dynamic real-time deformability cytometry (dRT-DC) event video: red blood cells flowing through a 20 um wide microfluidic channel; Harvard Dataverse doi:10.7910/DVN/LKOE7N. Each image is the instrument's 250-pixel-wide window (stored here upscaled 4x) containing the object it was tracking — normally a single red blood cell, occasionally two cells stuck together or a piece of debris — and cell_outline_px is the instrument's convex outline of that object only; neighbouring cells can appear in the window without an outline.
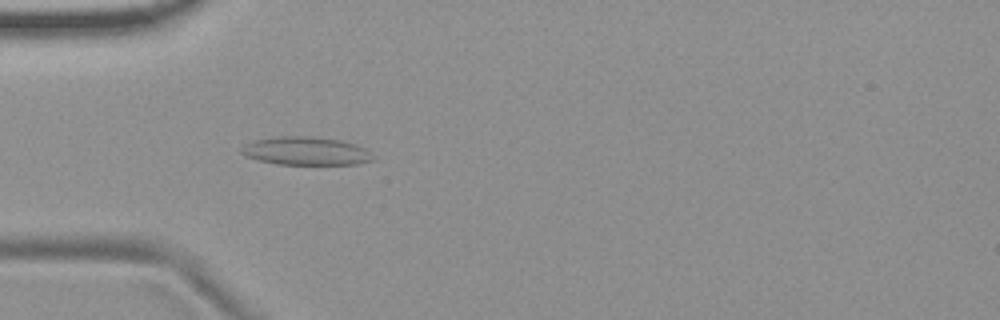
{"species": "common noctule bat (a hibernating species)", "species_latin": "Nyctalus noctula", "temperature_condition": "room temperature", "stored_images_in_passage": 55, "camera_frame_rate_fps": 3000, "um_per_image_px": 0.085, "animal": {"sex": "female", "body_mass_g": 19.9}, "frame": {"image": 1, "passage_image": 17, "time_ms": 5.333, "image_size_px": [1000, 320], "cell_outline_px": [[376, 156], [372, 160], [356, 164], [276, 164], [244, 156], [240, 152], [240, 148], [244, 144], [252, 140], [276, 136], [312, 136], [344, 140], [356, 144], [364, 148]], "centroid_in_image_um": [25.98, 12.82], "position_along_channel_um": 59.0, "area_um2": 21.96}}
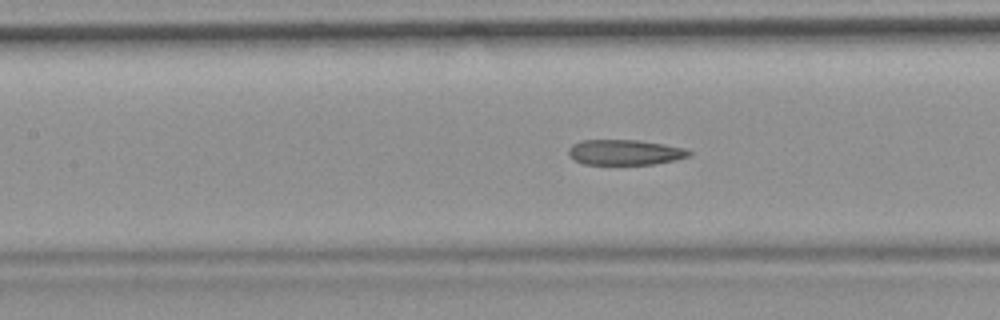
{"frame": {"image": 2, "passage_image": 25, "time_ms": 8.0, "image_size_px": [1000, 320], "cell_outline_px": [[692, 156], [676, 160], [652, 164], [584, 164], [568, 156], [568, 148], [572, 144], [580, 140], [640, 140], [664, 144], [684, 148], [692, 152]], "centroid_in_image_um": [53.12, 12.94], "position_along_channel_um": 154.3, "area_um2": 17.92}}
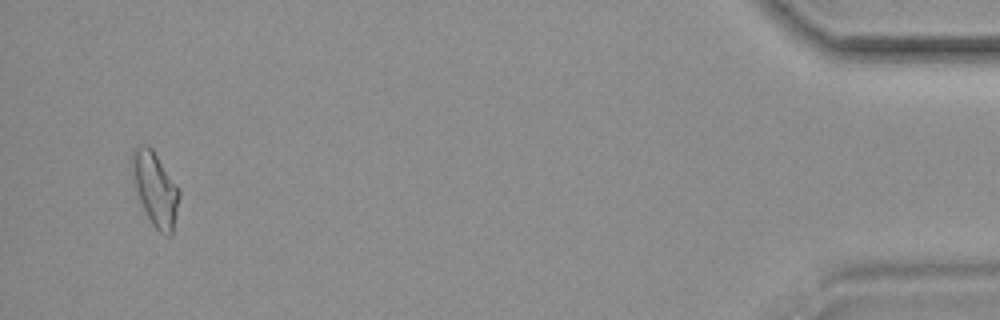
{"frame": {"image": 3, "passage_image": 53, "time_ms": 17.333, "image_size_px": [1000, 320], "cell_outline_px": [[180, 196], [172, 236], [164, 236], [152, 224], [140, 200], [132, 180], [132, 152], [136, 148], [144, 144], [148, 144], [152, 148], [180, 188]], "centroid_in_image_um": [13.22, 16.06], "position_along_channel_um": 422.0, "area_um2": 20.29}, "authors_computed_cell_mechanics": {"area_um2": 19.1896, "velocity_mm_per_s": 3.7134, "shape_relaxation_time_tau1_ms": null, "shape_relaxation_time_tau2_ms": 3.8873, "deformation_change_tau1": null, "deformation_change_tau2": 0.1422}}